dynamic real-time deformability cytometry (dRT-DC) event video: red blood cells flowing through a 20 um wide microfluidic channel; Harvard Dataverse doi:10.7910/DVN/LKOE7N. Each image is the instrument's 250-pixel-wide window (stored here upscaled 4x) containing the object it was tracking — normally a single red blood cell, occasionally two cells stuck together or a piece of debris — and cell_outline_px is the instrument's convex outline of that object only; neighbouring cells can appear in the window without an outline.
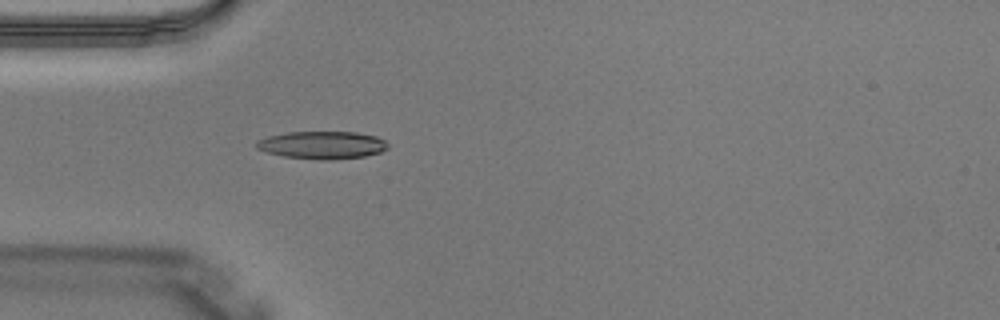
{"species": "Egyptian fruit bat (a non-hibernating species)", "species_latin": "Rousettus aegyptiacus", "temperature_condition": "warm", "stored_images_in_passage": 3, "camera_frame_rate_fps": 3000, "um_per_image_px": 0.085, "animal": {"sex": "male"}, "frame": {"image": 1, "passage_image": 3, "time_ms": 0.667, "image_size_px": [1000, 320], "cell_outline_px": [[388, 148], [380, 152], [364, 156], [332, 160], [320, 160], [284, 156], [268, 152], [256, 148], [256, 140], [268, 136], [288, 132], [356, 132], [376, 136], [384, 140], [388, 144]], "centroid_in_image_um": [27.39, 12.33], "position_along_channel_um": 57.6, "area_um2": 21.15}}